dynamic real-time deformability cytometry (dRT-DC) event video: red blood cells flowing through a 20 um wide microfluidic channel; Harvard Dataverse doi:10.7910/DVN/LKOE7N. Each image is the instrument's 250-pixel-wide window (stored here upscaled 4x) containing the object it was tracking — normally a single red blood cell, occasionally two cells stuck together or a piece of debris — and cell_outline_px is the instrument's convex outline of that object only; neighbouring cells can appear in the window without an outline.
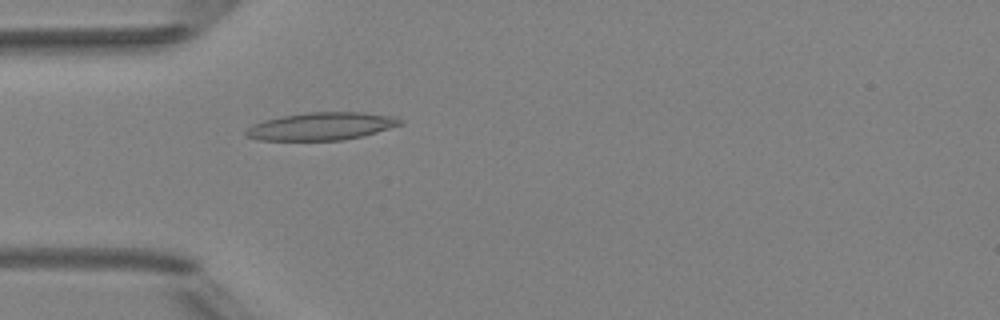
{"species": "Egyptian fruit bat (a non-hibernating species)", "species_latin": "Rousettus aegyptiacus", "temperature_condition": "room temperature", "stored_images_in_passage": 1, "camera_frame_rate_fps": 3000, "um_per_image_px": 0.085, "animal": {"sex": "female"}, "frame": {"image": 1, "passage_image": 1, "time_ms": 0.0, "image_size_px": [1000, 320], "cell_outline_px": [[404, 124], [376, 132], [344, 140], [256, 140], [244, 136], [244, 132], [252, 124], [264, 120], [304, 112], [364, 112], [396, 116], [404, 120]], "centroid_in_image_um": [27.33, 10.72], "position_along_channel_um": 57.7, "area_um2": 25.09}}